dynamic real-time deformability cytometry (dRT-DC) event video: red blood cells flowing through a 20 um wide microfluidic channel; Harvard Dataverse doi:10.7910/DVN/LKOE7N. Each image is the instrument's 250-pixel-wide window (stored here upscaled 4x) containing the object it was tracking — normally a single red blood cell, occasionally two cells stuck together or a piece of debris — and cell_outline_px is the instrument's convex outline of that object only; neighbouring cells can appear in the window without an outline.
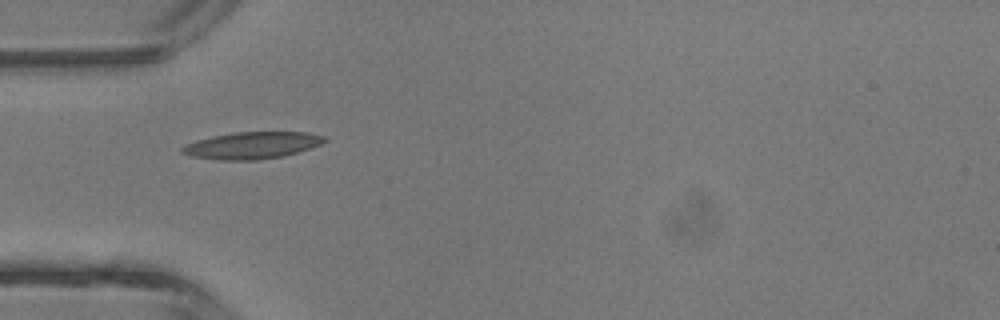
{"species": "common noctule bat (a hibernating species)", "species_latin": "Nyctalus noctula", "temperature_condition": "room temperature", "stored_images_in_passage": 2, "camera_frame_rate_fps": 3000, "um_per_image_px": 0.085, "animal": {"sex": "male", "body_mass_g": 13.3}, "frame": {"image": 1, "passage_image": 1, "time_ms": 0.0, "image_size_px": [1000, 320], "cell_outline_px": [[328, 140], [312, 148], [284, 156], [256, 160], [220, 160], [192, 156], [180, 152], [180, 148], [184, 144], [196, 140], [212, 136], [236, 132], [308, 132], [324, 136]], "centroid_in_image_um": [21.42, 12.35], "position_along_channel_um": 63.6, "area_um2": 22.43}}
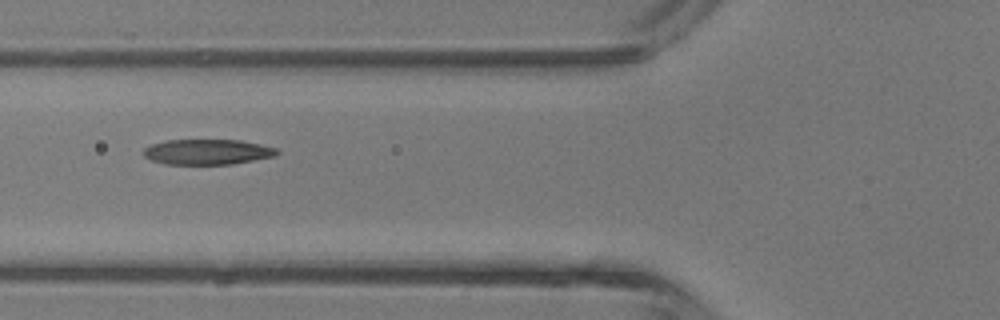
{"frame": {"image": 2, "passage_image": 2, "time_ms": 1.0, "image_size_px": [1000, 320], "cell_outline_px": [[280, 152], [276, 156], [232, 164], [164, 164], [152, 160], [144, 156], [140, 152], [144, 148], [152, 144], [168, 140], [240, 140], [260, 144], [276, 148]], "centroid_in_image_um": [17.62, 12.91], "position_along_channel_um": 108.2, "area_um2": 19.77}}